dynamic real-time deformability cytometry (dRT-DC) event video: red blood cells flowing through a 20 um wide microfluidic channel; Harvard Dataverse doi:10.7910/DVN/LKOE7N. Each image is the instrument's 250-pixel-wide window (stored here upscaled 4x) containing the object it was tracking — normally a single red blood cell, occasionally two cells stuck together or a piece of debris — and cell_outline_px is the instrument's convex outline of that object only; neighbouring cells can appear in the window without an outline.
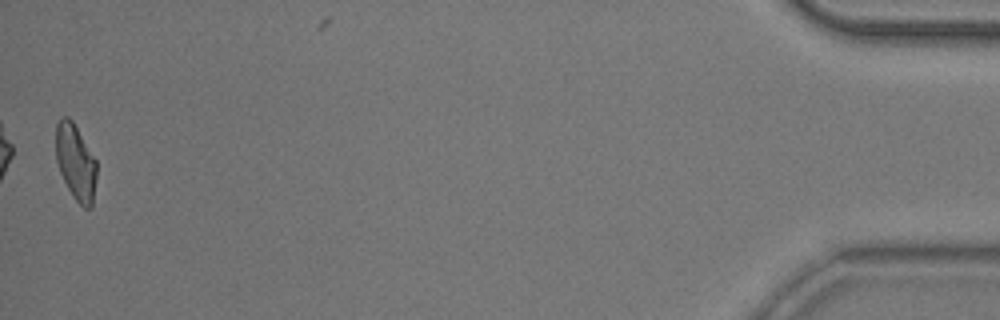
{"species": "common noctule bat (a hibernating species)", "species_latin": "Nyctalus noctula", "temperature_condition": "room temperature", "stored_images_in_passage": 39, "camera_frame_rate_fps": 3000, "um_per_image_px": 0.085, "animal": {"sex": "male", "body_mass_g": 20.5, "forearm_length_mm": 52.5}, "frame": {"image": 1, "passage_image": 38, "time_ms": 12.333, "image_size_px": [1000, 320], "cell_outline_px": [[96, 176], [92, 208], [84, 208], [72, 196], [60, 172], [56, 160], [56, 124], [60, 116], [68, 116], [72, 120], [96, 160]], "centroid_in_image_um": [6.42, 13.77], "position_along_channel_um": 428.8, "area_um2": 17.98}, "authors_computed_cell_mechanics": {"area_um2": 18.9006, "velocity_mm_per_s": 3.7731, "shape_relaxation_time_tau1_ms": 4.5291, "shape_relaxation_time_tau2_ms": 3.1378, "deformation_change_tau1": 0.1501, "deformation_change_tau2": 0.092}}